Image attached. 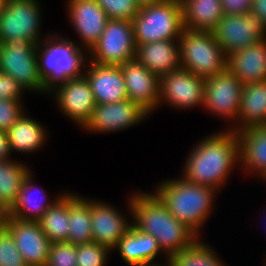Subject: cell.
<instances>
[{
  "instance_id": "cell-43",
  "label": "cell",
  "mask_w": 266,
  "mask_h": 266,
  "mask_svg": "<svg viewBox=\"0 0 266 266\" xmlns=\"http://www.w3.org/2000/svg\"><path fill=\"white\" fill-rule=\"evenodd\" d=\"M7 0H0V14L2 13Z\"/></svg>"
},
{
  "instance_id": "cell-29",
  "label": "cell",
  "mask_w": 266,
  "mask_h": 266,
  "mask_svg": "<svg viewBox=\"0 0 266 266\" xmlns=\"http://www.w3.org/2000/svg\"><path fill=\"white\" fill-rule=\"evenodd\" d=\"M40 228L51 243L68 242L69 193H64L38 221Z\"/></svg>"
},
{
  "instance_id": "cell-3",
  "label": "cell",
  "mask_w": 266,
  "mask_h": 266,
  "mask_svg": "<svg viewBox=\"0 0 266 266\" xmlns=\"http://www.w3.org/2000/svg\"><path fill=\"white\" fill-rule=\"evenodd\" d=\"M217 191L213 187L191 183L180 177L164 180L153 193L179 222L200 237V229L214 208Z\"/></svg>"
},
{
  "instance_id": "cell-42",
  "label": "cell",
  "mask_w": 266,
  "mask_h": 266,
  "mask_svg": "<svg viewBox=\"0 0 266 266\" xmlns=\"http://www.w3.org/2000/svg\"><path fill=\"white\" fill-rule=\"evenodd\" d=\"M135 1L141 7V6L150 5L153 3H159L162 0H135Z\"/></svg>"
},
{
  "instance_id": "cell-27",
  "label": "cell",
  "mask_w": 266,
  "mask_h": 266,
  "mask_svg": "<svg viewBox=\"0 0 266 266\" xmlns=\"http://www.w3.org/2000/svg\"><path fill=\"white\" fill-rule=\"evenodd\" d=\"M183 26L190 31H212L224 15L221 0H181Z\"/></svg>"
},
{
  "instance_id": "cell-10",
  "label": "cell",
  "mask_w": 266,
  "mask_h": 266,
  "mask_svg": "<svg viewBox=\"0 0 266 266\" xmlns=\"http://www.w3.org/2000/svg\"><path fill=\"white\" fill-rule=\"evenodd\" d=\"M243 86L228 69L206 78L203 109L222 120L231 121V126L226 129L236 125Z\"/></svg>"
},
{
  "instance_id": "cell-4",
  "label": "cell",
  "mask_w": 266,
  "mask_h": 266,
  "mask_svg": "<svg viewBox=\"0 0 266 266\" xmlns=\"http://www.w3.org/2000/svg\"><path fill=\"white\" fill-rule=\"evenodd\" d=\"M75 42L50 34L37 44L38 72L48 94L69 79L84 76L89 54Z\"/></svg>"
},
{
  "instance_id": "cell-41",
  "label": "cell",
  "mask_w": 266,
  "mask_h": 266,
  "mask_svg": "<svg viewBox=\"0 0 266 266\" xmlns=\"http://www.w3.org/2000/svg\"><path fill=\"white\" fill-rule=\"evenodd\" d=\"M9 218V209L0 201V229L5 227Z\"/></svg>"
},
{
  "instance_id": "cell-11",
  "label": "cell",
  "mask_w": 266,
  "mask_h": 266,
  "mask_svg": "<svg viewBox=\"0 0 266 266\" xmlns=\"http://www.w3.org/2000/svg\"><path fill=\"white\" fill-rule=\"evenodd\" d=\"M212 33L226 55L266 38V28L253 12L242 15L224 14Z\"/></svg>"
},
{
  "instance_id": "cell-34",
  "label": "cell",
  "mask_w": 266,
  "mask_h": 266,
  "mask_svg": "<svg viewBox=\"0 0 266 266\" xmlns=\"http://www.w3.org/2000/svg\"><path fill=\"white\" fill-rule=\"evenodd\" d=\"M0 266H27L13 235L6 227L0 229Z\"/></svg>"
},
{
  "instance_id": "cell-26",
  "label": "cell",
  "mask_w": 266,
  "mask_h": 266,
  "mask_svg": "<svg viewBox=\"0 0 266 266\" xmlns=\"http://www.w3.org/2000/svg\"><path fill=\"white\" fill-rule=\"evenodd\" d=\"M7 135L11 152L25 154L41 149L48 136L45 127L27 116V112L7 130Z\"/></svg>"
},
{
  "instance_id": "cell-2",
  "label": "cell",
  "mask_w": 266,
  "mask_h": 266,
  "mask_svg": "<svg viewBox=\"0 0 266 266\" xmlns=\"http://www.w3.org/2000/svg\"><path fill=\"white\" fill-rule=\"evenodd\" d=\"M132 224L141 232L156 238L159 249L167 258L190 246L198 236L179 222L152 192L137 191L128 199Z\"/></svg>"
},
{
  "instance_id": "cell-16",
  "label": "cell",
  "mask_w": 266,
  "mask_h": 266,
  "mask_svg": "<svg viewBox=\"0 0 266 266\" xmlns=\"http://www.w3.org/2000/svg\"><path fill=\"white\" fill-rule=\"evenodd\" d=\"M127 99L138 104L149 115L159 107L160 78L135 59L120 65Z\"/></svg>"
},
{
  "instance_id": "cell-15",
  "label": "cell",
  "mask_w": 266,
  "mask_h": 266,
  "mask_svg": "<svg viewBox=\"0 0 266 266\" xmlns=\"http://www.w3.org/2000/svg\"><path fill=\"white\" fill-rule=\"evenodd\" d=\"M67 15L78 34L81 44L88 52L98 42L108 17L95 0H67Z\"/></svg>"
},
{
  "instance_id": "cell-44",
  "label": "cell",
  "mask_w": 266,
  "mask_h": 266,
  "mask_svg": "<svg viewBox=\"0 0 266 266\" xmlns=\"http://www.w3.org/2000/svg\"><path fill=\"white\" fill-rule=\"evenodd\" d=\"M149 266H170L167 262H166V264H157V265H149Z\"/></svg>"
},
{
  "instance_id": "cell-18",
  "label": "cell",
  "mask_w": 266,
  "mask_h": 266,
  "mask_svg": "<svg viewBox=\"0 0 266 266\" xmlns=\"http://www.w3.org/2000/svg\"><path fill=\"white\" fill-rule=\"evenodd\" d=\"M125 217L112 204L91 198L93 242L114 250L132 224Z\"/></svg>"
},
{
  "instance_id": "cell-14",
  "label": "cell",
  "mask_w": 266,
  "mask_h": 266,
  "mask_svg": "<svg viewBox=\"0 0 266 266\" xmlns=\"http://www.w3.org/2000/svg\"><path fill=\"white\" fill-rule=\"evenodd\" d=\"M49 94H53L55 103L61 112L82 128L91 118L97 105L85 76L69 79L58 85Z\"/></svg>"
},
{
  "instance_id": "cell-22",
  "label": "cell",
  "mask_w": 266,
  "mask_h": 266,
  "mask_svg": "<svg viewBox=\"0 0 266 266\" xmlns=\"http://www.w3.org/2000/svg\"><path fill=\"white\" fill-rule=\"evenodd\" d=\"M128 266L157 265L162 253L154 236L141 232L133 224L114 248ZM156 258V259H155Z\"/></svg>"
},
{
  "instance_id": "cell-6",
  "label": "cell",
  "mask_w": 266,
  "mask_h": 266,
  "mask_svg": "<svg viewBox=\"0 0 266 266\" xmlns=\"http://www.w3.org/2000/svg\"><path fill=\"white\" fill-rule=\"evenodd\" d=\"M180 67L207 78L227 69V55L212 31L183 29L179 38Z\"/></svg>"
},
{
  "instance_id": "cell-20",
  "label": "cell",
  "mask_w": 266,
  "mask_h": 266,
  "mask_svg": "<svg viewBox=\"0 0 266 266\" xmlns=\"http://www.w3.org/2000/svg\"><path fill=\"white\" fill-rule=\"evenodd\" d=\"M227 69L243 85L266 81V38L228 54Z\"/></svg>"
},
{
  "instance_id": "cell-35",
  "label": "cell",
  "mask_w": 266,
  "mask_h": 266,
  "mask_svg": "<svg viewBox=\"0 0 266 266\" xmlns=\"http://www.w3.org/2000/svg\"><path fill=\"white\" fill-rule=\"evenodd\" d=\"M77 245L65 242L51 243L45 266H77Z\"/></svg>"
},
{
  "instance_id": "cell-9",
  "label": "cell",
  "mask_w": 266,
  "mask_h": 266,
  "mask_svg": "<svg viewBox=\"0 0 266 266\" xmlns=\"http://www.w3.org/2000/svg\"><path fill=\"white\" fill-rule=\"evenodd\" d=\"M136 43L132 21L108 19L98 42L89 53V61L120 66L135 58Z\"/></svg>"
},
{
  "instance_id": "cell-36",
  "label": "cell",
  "mask_w": 266,
  "mask_h": 266,
  "mask_svg": "<svg viewBox=\"0 0 266 266\" xmlns=\"http://www.w3.org/2000/svg\"><path fill=\"white\" fill-rule=\"evenodd\" d=\"M23 100H0V130L7 131L25 111Z\"/></svg>"
},
{
  "instance_id": "cell-32",
  "label": "cell",
  "mask_w": 266,
  "mask_h": 266,
  "mask_svg": "<svg viewBox=\"0 0 266 266\" xmlns=\"http://www.w3.org/2000/svg\"><path fill=\"white\" fill-rule=\"evenodd\" d=\"M111 250L96 242L77 245V266H106Z\"/></svg>"
},
{
  "instance_id": "cell-7",
  "label": "cell",
  "mask_w": 266,
  "mask_h": 266,
  "mask_svg": "<svg viewBox=\"0 0 266 266\" xmlns=\"http://www.w3.org/2000/svg\"><path fill=\"white\" fill-rule=\"evenodd\" d=\"M0 72L14 78L25 91L48 94L38 72L37 44L31 41L0 43Z\"/></svg>"
},
{
  "instance_id": "cell-13",
  "label": "cell",
  "mask_w": 266,
  "mask_h": 266,
  "mask_svg": "<svg viewBox=\"0 0 266 266\" xmlns=\"http://www.w3.org/2000/svg\"><path fill=\"white\" fill-rule=\"evenodd\" d=\"M150 115L129 99L109 104H97L84 131L110 133L129 129Z\"/></svg>"
},
{
  "instance_id": "cell-28",
  "label": "cell",
  "mask_w": 266,
  "mask_h": 266,
  "mask_svg": "<svg viewBox=\"0 0 266 266\" xmlns=\"http://www.w3.org/2000/svg\"><path fill=\"white\" fill-rule=\"evenodd\" d=\"M68 242L74 245L93 242L91 200L69 193Z\"/></svg>"
},
{
  "instance_id": "cell-39",
  "label": "cell",
  "mask_w": 266,
  "mask_h": 266,
  "mask_svg": "<svg viewBox=\"0 0 266 266\" xmlns=\"http://www.w3.org/2000/svg\"><path fill=\"white\" fill-rule=\"evenodd\" d=\"M251 12L266 28V0H252Z\"/></svg>"
},
{
  "instance_id": "cell-12",
  "label": "cell",
  "mask_w": 266,
  "mask_h": 266,
  "mask_svg": "<svg viewBox=\"0 0 266 266\" xmlns=\"http://www.w3.org/2000/svg\"><path fill=\"white\" fill-rule=\"evenodd\" d=\"M206 78L181 67L160 77L159 106L162 103L174 109L202 106Z\"/></svg>"
},
{
  "instance_id": "cell-37",
  "label": "cell",
  "mask_w": 266,
  "mask_h": 266,
  "mask_svg": "<svg viewBox=\"0 0 266 266\" xmlns=\"http://www.w3.org/2000/svg\"><path fill=\"white\" fill-rule=\"evenodd\" d=\"M24 88L12 77L0 72V100H22Z\"/></svg>"
},
{
  "instance_id": "cell-21",
  "label": "cell",
  "mask_w": 266,
  "mask_h": 266,
  "mask_svg": "<svg viewBox=\"0 0 266 266\" xmlns=\"http://www.w3.org/2000/svg\"><path fill=\"white\" fill-rule=\"evenodd\" d=\"M134 59L160 78L180 68L179 39L136 45Z\"/></svg>"
},
{
  "instance_id": "cell-31",
  "label": "cell",
  "mask_w": 266,
  "mask_h": 266,
  "mask_svg": "<svg viewBox=\"0 0 266 266\" xmlns=\"http://www.w3.org/2000/svg\"><path fill=\"white\" fill-rule=\"evenodd\" d=\"M213 247L198 237L190 246L167 258L170 266H226Z\"/></svg>"
},
{
  "instance_id": "cell-24",
  "label": "cell",
  "mask_w": 266,
  "mask_h": 266,
  "mask_svg": "<svg viewBox=\"0 0 266 266\" xmlns=\"http://www.w3.org/2000/svg\"><path fill=\"white\" fill-rule=\"evenodd\" d=\"M32 171L25 178L18 198L9 210V216L22 221L38 222L43 214L65 193L57 194L53 199H49L43 188H37L33 182ZM53 200V201H52Z\"/></svg>"
},
{
  "instance_id": "cell-1",
  "label": "cell",
  "mask_w": 266,
  "mask_h": 266,
  "mask_svg": "<svg viewBox=\"0 0 266 266\" xmlns=\"http://www.w3.org/2000/svg\"><path fill=\"white\" fill-rule=\"evenodd\" d=\"M219 131L196 143L186 158L181 177L220 192L233 168L240 164V146L237 132Z\"/></svg>"
},
{
  "instance_id": "cell-23",
  "label": "cell",
  "mask_w": 266,
  "mask_h": 266,
  "mask_svg": "<svg viewBox=\"0 0 266 266\" xmlns=\"http://www.w3.org/2000/svg\"><path fill=\"white\" fill-rule=\"evenodd\" d=\"M237 133L240 168L246 171V174L248 172L264 180L266 178V125L250 127Z\"/></svg>"
},
{
  "instance_id": "cell-40",
  "label": "cell",
  "mask_w": 266,
  "mask_h": 266,
  "mask_svg": "<svg viewBox=\"0 0 266 266\" xmlns=\"http://www.w3.org/2000/svg\"><path fill=\"white\" fill-rule=\"evenodd\" d=\"M11 154L7 131L0 130V161L11 159Z\"/></svg>"
},
{
  "instance_id": "cell-5",
  "label": "cell",
  "mask_w": 266,
  "mask_h": 266,
  "mask_svg": "<svg viewBox=\"0 0 266 266\" xmlns=\"http://www.w3.org/2000/svg\"><path fill=\"white\" fill-rule=\"evenodd\" d=\"M132 24L136 45L179 39L184 29L181 0L141 6Z\"/></svg>"
},
{
  "instance_id": "cell-8",
  "label": "cell",
  "mask_w": 266,
  "mask_h": 266,
  "mask_svg": "<svg viewBox=\"0 0 266 266\" xmlns=\"http://www.w3.org/2000/svg\"><path fill=\"white\" fill-rule=\"evenodd\" d=\"M37 0H7L0 14V43L31 41L38 44L41 36L42 11Z\"/></svg>"
},
{
  "instance_id": "cell-17",
  "label": "cell",
  "mask_w": 266,
  "mask_h": 266,
  "mask_svg": "<svg viewBox=\"0 0 266 266\" xmlns=\"http://www.w3.org/2000/svg\"><path fill=\"white\" fill-rule=\"evenodd\" d=\"M5 227L13 235L27 266L46 265L51 242L38 222L22 221L9 216Z\"/></svg>"
},
{
  "instance_id": "cell-33",
  "label": "cell",
  "mask_w": 266,
  "mask_h": 266,
  "mask_svg": "<svg viewBox=\"0 0 266 266\" xmlns=\"http://www.w3.org/2000/svg\"><path fill=\"white\" fill-rule=\"evenodd\" d=\"M105 11L108 19L132 21L140 6L135 0H95Z\"/></svg>"
},
{
  "instance_id": "cell-30",
  "label": "cell",
  "mask_w": 266,
  "mask_h": 266,
  "mask_svg": "<svg viewBox=\"0 0 266 266\" xmlns=\"http://www.w3.org/2000/svg\"><path fill=\"white\" fill-rule=\"evenodd\" d=\"M31 168L13 158L0 161V201L10 210Z\"/></svg>"
},
{
  "instance_id": "cell-19",
  "label": "cell",
  "mask_w": 266,
  "mask_h": 266,
  "mask_svg": "<svg viewBox=\"0 0 266 266\" xmlns=\"http://www.w3.org/2000/svg\"><path fill=\"white\" fill-rule=\"evenodd\" d=\"M85 67L87 69L84 76L89 82L96 104H109L127 99L120 66L101 65L88 60Z\"/></svg>"
},
{
  "instance_id": "cell-38",
  "label": "cell",
  "mask_w": 266,
  "mask_h": 266,
  "mask_svg": "<svg viewBox=\"0 0 266 266\" xmlns=\"http://www.w3.org/2000/svg\"><path fill=\"white\" fill-rule=\"evenodd\" d=\"M222 12L227 15H242L251 12L252 0H221Z\"/></svg>"
},
{
  "instance_id": "cell-25",
  "label": "cell",
  "mask_w": 266,
  "mask_h": 266,
  "mask_svg": "<svg viewBox=\"0 0 266 266\" xmlns=\"http://www.w3.org/2000/svg\"><path fill=\"white\" fill-rule=\"evenodd\" d=\"M237 121L238 126L230 127L231 131L239 132L250 127L266 125V81L242 87Z\"/></svg>"
}]
</instances>
